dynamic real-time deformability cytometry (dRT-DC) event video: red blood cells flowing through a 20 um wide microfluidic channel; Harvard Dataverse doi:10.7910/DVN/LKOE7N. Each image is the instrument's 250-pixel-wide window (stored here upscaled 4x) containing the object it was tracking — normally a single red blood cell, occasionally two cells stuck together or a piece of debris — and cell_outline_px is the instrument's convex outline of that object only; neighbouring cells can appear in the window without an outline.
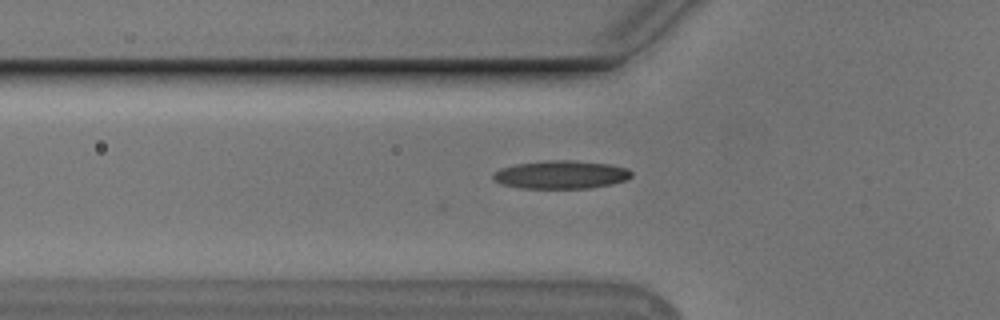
{"species": "Egyptian fruit bat (a non-hibernating species)", "species_latin": "Rousettus aegyptiacus", "temperature_condition": "cold", "stored_images_in_passage": 6, "camera_frame_rate_fps": 3000, "um_per_image_px": 0.085, "animal": {"sex": "male"}, "frame": {"image": 1, "passage_image": 4, "time_ms": 1.0, "image_size_px": [1000, 320], "cell_outline_px": [[632, 176], [628, 180], [612, 184], [588, 188], [520, 188], [500, 184], [492, 176], [492, 172], [500, 168], [516, 164], [544, 160], [572, 160], [608, 164], [628, 168], [632, 172]], "centroid_in_image_um": [47.68, 14.84], "position_along_channel_um": 78.1, "area_um2": 22.89}}